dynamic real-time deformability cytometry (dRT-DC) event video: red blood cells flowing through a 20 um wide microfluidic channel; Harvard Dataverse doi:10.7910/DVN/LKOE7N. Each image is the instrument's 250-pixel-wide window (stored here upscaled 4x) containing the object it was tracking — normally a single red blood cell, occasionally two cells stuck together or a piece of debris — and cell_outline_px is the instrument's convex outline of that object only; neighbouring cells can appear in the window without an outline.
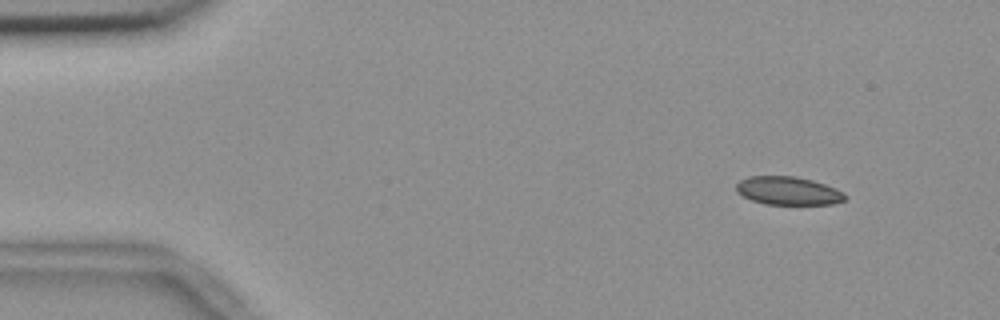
{"species": "common noctule bat (a hibernating species)", "species_latin": "Nyctalus noctula", "temperature_condition": "room temperature", "stored_images_in_passage": 54, "camera_frame_rate_fps": 3000, "um_per_image_px": 0.085, "animal": {"sex": "female", "body_mass_g": 18.4}, "frame": {"image": 1, "passage_image": 5, "time_ms": 1.333, "image_size_px": [1000, 320], "cell_outline_px": [[848, 196], [844, 200], [832, 204], [764, 204], [752, 200], [736, 192], [736, 184], [740, 180], [748, 176], [796, 176], [812, 180], [836, 188], [844, 192]], "centroid_in_image_um": [67.0, 16.21], "position_along_channel_um": 18.0, "area_um2": 17.98}}
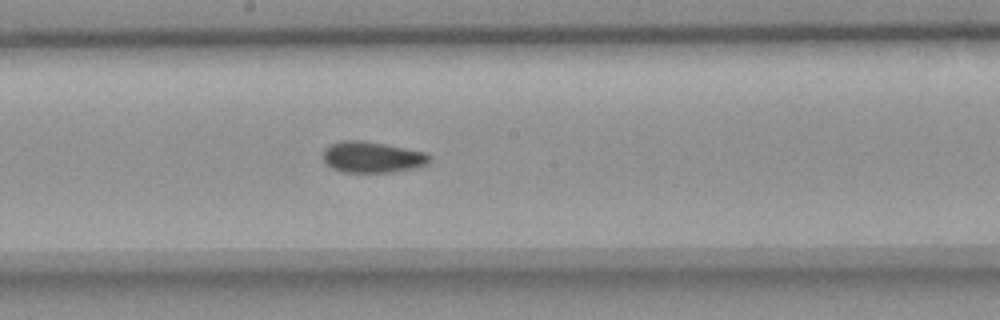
{"frame": {"image": 2, "passage_image": 29, "time_ms": 9.333, "image_size_px": [1000, 320], "cell_outline_px": [[432, 160], [428, 164], [412, 168], [392, 172], [344, 172], [332, 168], [324, 160], [324, 148], [340, 140], [364, 140], [424, 152], [432, 156]], "centroid_in_image_um": [31.65, 13.35], "position_along_channel_um": 216.5, "area_um2": 19.19}}
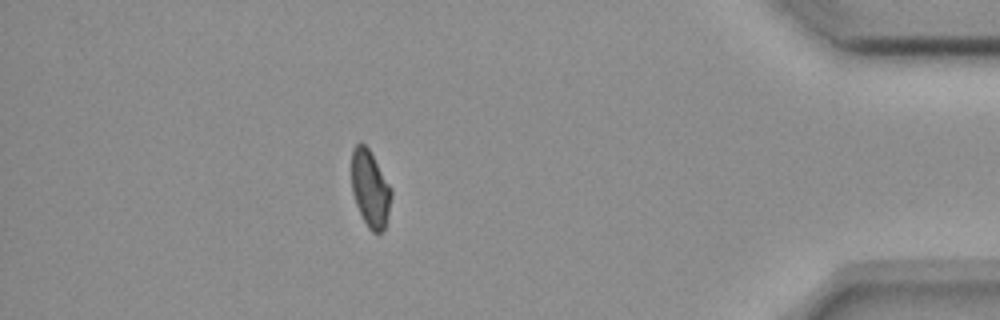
{"frame": {"image": 3, "passage_image": 48, "time_ms": 15.667, "image_size_px": [1000, 320], "cell_outline_px": [[392, 196], [388, 216], [384, 228], [380, 232], [372, 232], [368, 228], [356, 204], [352, 192], [352, 148], [360, 140], [368, 148], [392, 188]], "centroid_in_image_um": [31.47, 16.02], "position_along_channel_um": 403.7, "area_um2": 17.74}, "authors_computed_cell_mechanics": {"area_um2": 18.9584, "velocity_mm_per_s": 3.6718, "shape_relaxation_time_tau1_ms": null, "shape_relaxation_time_tau2_ms": 2.0227, "deformation_change_tau1": null, "deformation_change_tau2": 0.0504}}